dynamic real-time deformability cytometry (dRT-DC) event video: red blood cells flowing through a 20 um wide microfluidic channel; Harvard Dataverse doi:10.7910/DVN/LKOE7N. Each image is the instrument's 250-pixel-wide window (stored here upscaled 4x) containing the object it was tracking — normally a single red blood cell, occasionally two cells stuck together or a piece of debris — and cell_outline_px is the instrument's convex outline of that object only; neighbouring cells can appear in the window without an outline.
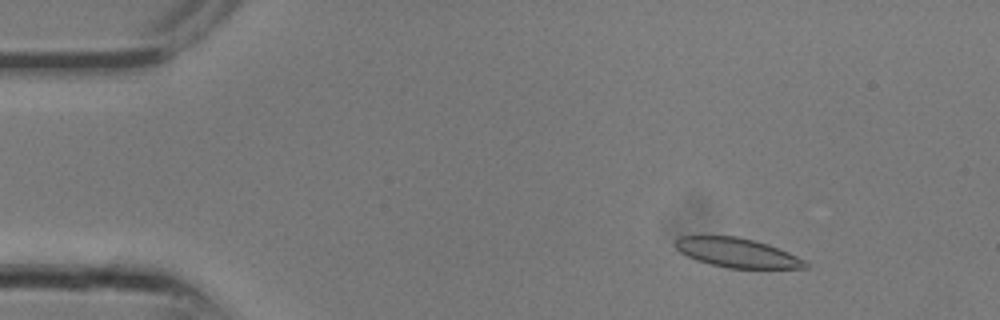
{"species": "common noctule bat (a hibernating species)", "species_latin": "Nyctalus noctula", "temperature_condition": "room temperature", "stored_images_in_passage": 27, "camera_frame_rate_fps": 3000, "um_per_image_px": 0.085, "animal": {"sex": "male", "body_mass_g": 13.3}, "frame": {"image": 1, "passage_image": 3, "time_ms": 0.667, "image_size_px": [1000, 320], "cell_outline_px": [[808, 268], [728, 268], [696, 260], [680, 252], [676, 248], [676, 240], [680, 236], [736, 236], [768, 244], [788, 252], [804, 260], [808, 264]], "centroid_in_image_um": [62.66, 21.48], "position_along_channel_um": 22.3, "area_um2": 21.91}}
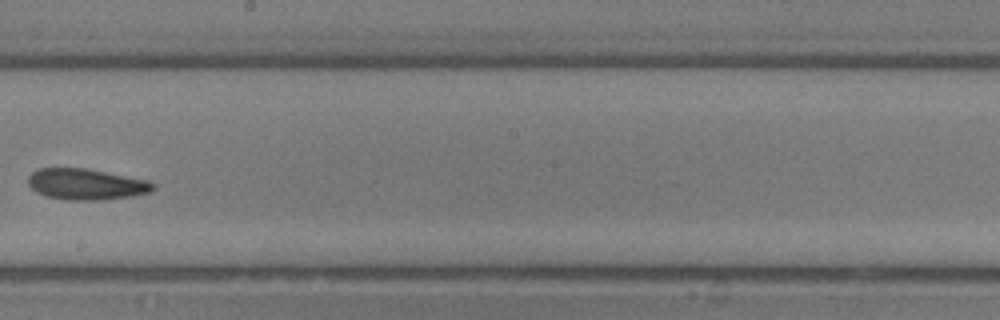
{"frame": {"image": 2, "passage_image": 15, "time_ms": 4.667, "image_size_px": [1000, 320], "cell_outline_px": [[156, 188], [152, 192], [132, 196], [100, 200], [68, 200], [44, 196], [36, 192], [28, 184], [28, 176], [32, 172], [40, 168], [88, 168], [148, 180], [156, 184]], "centroid_in_image_um": [7.35, 15.66], "position_along_channel_um": 240.9, "area_um2": 22.89}}
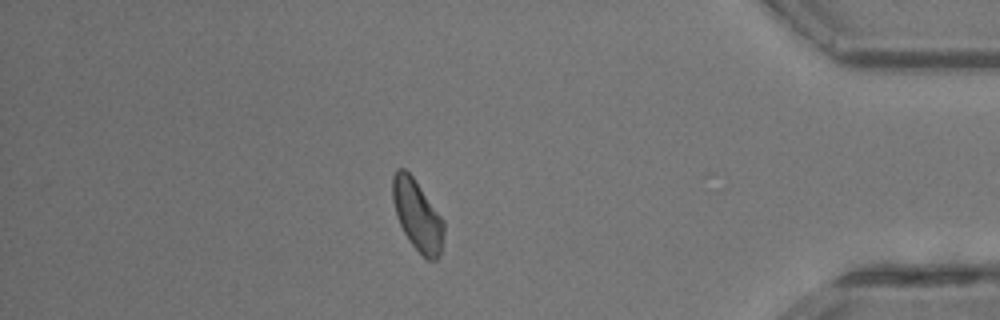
{"frame": {"image": 3, "passage_image": 23, "time_ms": 7.333, "image_size_px": [1000, 320], "cell_outline_px": [[444, 232], [440, 252], [436, 260], [428, 260], [408, 240], [396, 216], [392, 196], [392, 176], [396, 168], [404, 168], [412, 176], [444, 220]], "centroid_in_image_um": [35.46, 18.27], "position_along_channel_um": 399.7, "area_um2": 20.87}}